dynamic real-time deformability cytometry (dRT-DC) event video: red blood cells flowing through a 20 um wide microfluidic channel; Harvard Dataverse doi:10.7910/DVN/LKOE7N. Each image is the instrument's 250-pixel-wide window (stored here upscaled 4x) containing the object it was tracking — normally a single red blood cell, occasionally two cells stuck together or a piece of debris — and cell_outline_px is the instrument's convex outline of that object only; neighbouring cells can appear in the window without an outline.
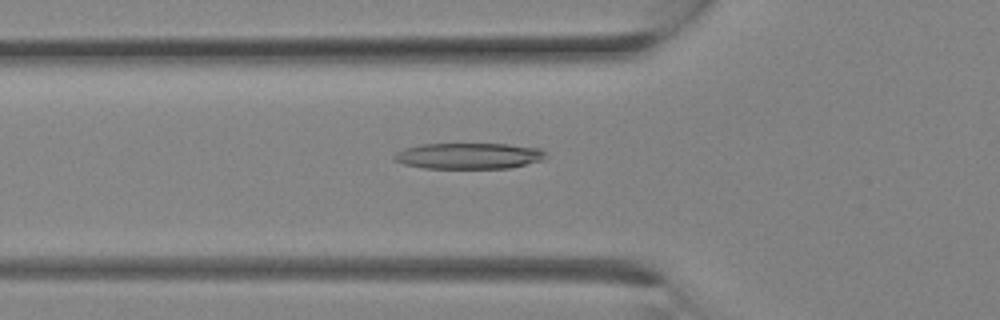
{"species": "Egyptian fruit bat (a non-hibernating species)", "species_latin": "Rousettus aegyptiacus", "temperature_condition": "room temperature", "stored_images_in_passage": 27, "camera_frame_rate_fps": 3000, "um_per_image_px": 0.085, "animal": {"sex": "female"}, "frame": {"image": 1, "passage_image": 9, "time_ms": 2.667, "image_size_px": [1000, 320], "cell_outline_px": [[548, 156], [544, 160], [508, 168], [424, 168], [404, 164], [392, 160], [392, 156], [396, 152], [404, 148], [420, 144], [508, 144], [540, 148]], "centroid_in_image_um": [39.83, 13.25], "position_along_channel_um": 86.0, "area_um2": 23.12}}
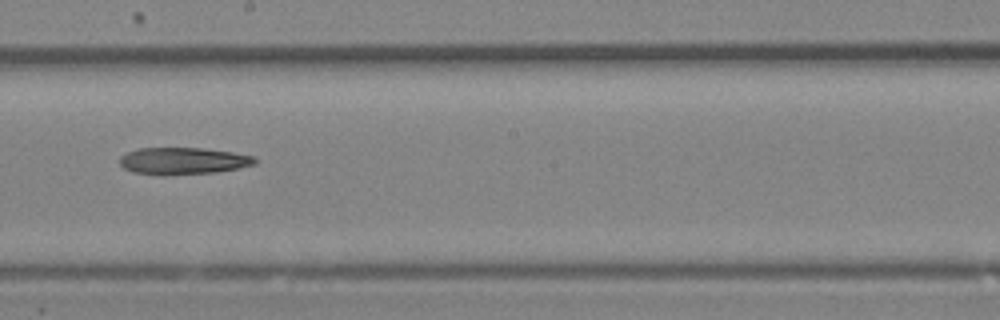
{"frame": {"image": 2, "passage_image": 15, "time_ms": 4.667, "image_size_px": [1000, 320], "cell_outline_px": [[256, 164], [240, 168], [216, 172], [164, 176], [160, 176], [132, 172], [124, 168], [120, 164], [120, 156], [128, 152], [140, 148], [204, 148], [232, 152], [256, 156]], "centroid_in_image_um": [15.57, 13.69], "position_along_channel_um": 232.6, "area_um2": 21.56}}
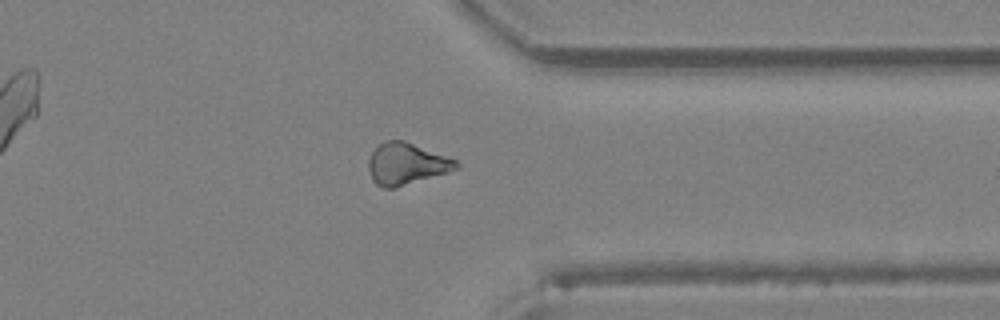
{"frame": {"image": 3, "passage_image": 21, "time_ms": 6.667, "image_size_px": [1000, 320], "cell_outline_px": [[460, 168], [448, 172], [392, 188], [384, 188], [376, 184], [372, 180], [368, 172], [368, 160], [376, 144], [388, 140], [404, 140], [456, 160], [460, 164]], "centroid_in_image_um": [34.5, 13.91], "position_along_channel_um": 376.9, "area_um2": 21.21}}